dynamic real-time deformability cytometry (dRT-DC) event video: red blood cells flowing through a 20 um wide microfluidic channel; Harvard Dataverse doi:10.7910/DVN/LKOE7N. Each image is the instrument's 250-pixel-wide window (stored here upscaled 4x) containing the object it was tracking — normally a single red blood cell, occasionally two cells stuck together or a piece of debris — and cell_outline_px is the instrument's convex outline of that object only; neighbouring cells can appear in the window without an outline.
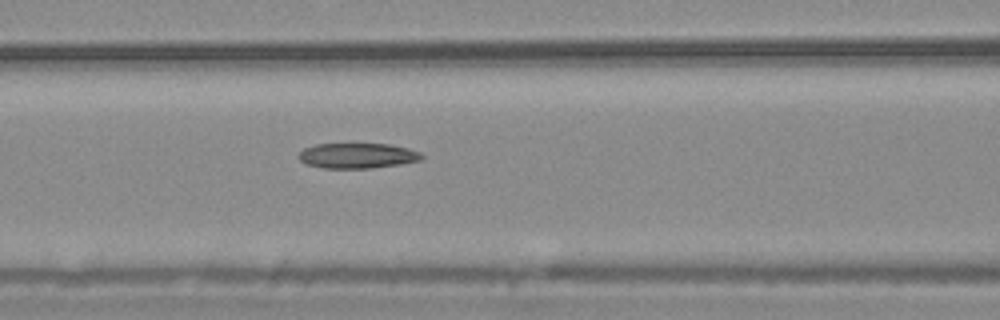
{"species": "common noctule bat (a hibernating species)", "species_latin": "Nyctalus noctula", "temperature_condition": "warm", "stored_images_in_passage": 19, "camera_frame_rate_fps": 3000, "um_per_image_px": 0.085, "animal": {"sex": "male", "body_mass_g": 20.4}, "frame": {"image": 1, "passage_image": 6, "time_ms": 1.667, "image_size_px": [1000, 320], "cell_outline_px": [[424, 156], [420, 160], [400, 164], [372, 168], [324, 168], [304, 164], [296, 156], [304, 148], [316, 144], [388, 144], [408, 148], [420, 152]], "centroid_in_image_um": [30.35, 13.23], "position_along_channel_um": 136.3, "area_um2": 18.15}}
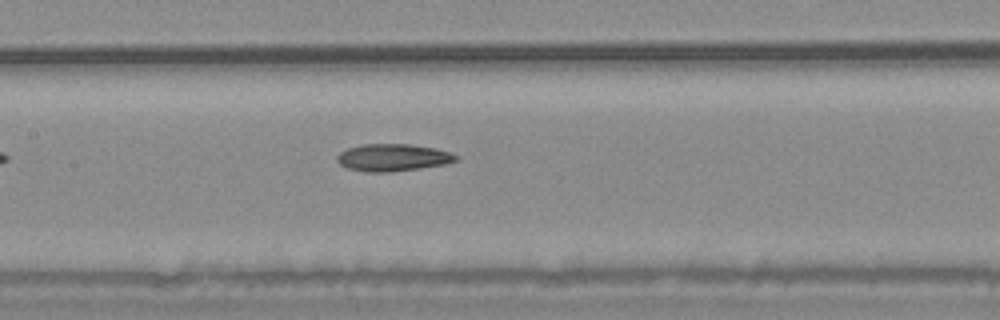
{"frame": {"image": 2, "passage_image": 9, "time_ms": 2.667, "image_size_px": [1000, 320], "cell_outline_px": [[460, 160], [444, 164], [420, 168], [392, 172], [364, 172], [348, 168], [340, 164], [336, 160], [336, 156], [340, 152], [348, 148], [364, 144], [408, 144], [436, 148], [460, 156]], "centroid_in_image_um": [33.4, 13.39], "position_along_channel_um": 174.0, "area_um2": 18.96}}